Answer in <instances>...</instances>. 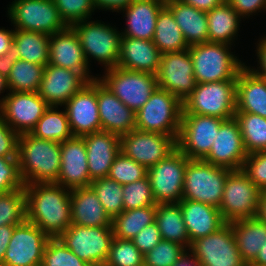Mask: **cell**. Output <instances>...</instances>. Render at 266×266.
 I'll list each match as a JSON object with an SVG mask.
<instances>
[{
    "label": "cell",
    "instance_id": "obj_33",
    "mask_svg": "<svg viewBox=\"0 0 266 266\" xmlns=\"http://www.w3.org/2000/svg\"><path fill=\"white\" fill-rule=\"evenodd\" d=\"M207 14L208 42L225 43L233 46L240 30L242 18L228 2H222Z\"/></svg>",
    "mask_w": 266,
    "mask_h": 266
},
{
    "label": "cell",
    "instance_id": "obj_40",
    "mask_svg": "<svg viewBox=\"0 0 266 266\" xmlns=\"http://www.w3.org/2000/svg\"><path fill=\"white\" fill-rule=\"evenodd\" d=\"M247 154L266 151V118L253 113L236 112Z\"/></svg>",
    "mask_w": 266,
    "mask_h": 266
},
{
    "label": "cell",
    "instance_id": "obj_60",
    "mask_svg": "<svg viewBox=\"0 0 266 266\" xmlns=\"http://www.w3.org/2000/svg\"><path fill=\"white\" fill-rule=\"evenodd\" d=\"M173 266H201L198 259L188 250L176 261Z\"/></svg>",
    "mask_w": 266,
    "mask_h": 266
},
{
    "label": "cell",
    "instance_id": "obj_28",
    "mask_svg": "<svg viewBox=\"0 0 266 266\" xmlns=\"http://www.w3.org/2000/svg\"><path fill=\"white\" fill-rule=\"evenodd\" d=\"M179 204L190 244L201 237L216 232L226 223L219 208L215 206L188 199H182Z\"/></svg>",
    "mask_w": 266,
    "mask_h": 266
},
{
    "label": "cell",
    "instance_id": "obj_56",
    "mask_svg": "<svg viewBox=\"0 0 266 266\" xmlns=\"http://www.w3.org/2000/svg\"><path fill=\"white\" fill-rule=\"evenodd\" d=\"M96 9L112 12H120L121 9L127 7L133 0H92Z\"/></svg>",
    "mask_w": 266,
    "mask_h": 266
},
{
    "label": "cell",
    "instance_id": "obj_36",
    "mask_svg": "<svg viewBox=\"0 0 266 266\" xmlns=\"http://www.w3.org/2000/svg\"><path fill=\"white\" fill-rule=\"evenodd\" d=\"M50 35L14 29L13 43L20 51V59L46 66L49 63Z\"/></svg>",
    "mask_w": 266,
    "mask_h": 266
},
{
    "label": "cell",
    "instance_id": "obj_41",
    "mask_svg": "<svg viewBox=\"0 0 266 266\" xmlns=\"http://www.w3.org/2000/svg\"><path fill=\"white\" fill-rule=\"evenodd\" d=\"M90 186L97 194L105 212L111 219L124 211L122 185L108 177L91 182Z\"/></svg>",
    "mask_w": 266,
    "mask_h": 266
},
{
    "label": "cell",
    "instance_id": "obj_42",
    "mask_svg": "<svg viewBox=\"0 0 266 266\" xmlns=\"http://www.w3.org/2000/svg\"><path fill=\"white\" fill-rule=\"evenodd\" d=\"M26 220L25 189H17L0 196V226L19 225Z\"/></svg>",
    "mask_w": 266,
    "mask_h": 266
},
{
    "label": "cell",
    "instance_id": "obj_62",
    "mask_svg": "<svg viewBox=\"0 0 266 266\" xmlns=\"http://www.w3.org/2000/svg\"><path fill=\"white\" fill-rule=\"evenodd\" d=\"M252 266H266V242L263 245L262 249L259 250V253L256 259L251 263Z\"/></svg>",
    "mask_w": 266,
    "mask_h": 266
},
{
    "label": "cell",
    "instance_id": "obj_13",
    "mask_svg": "<svg viewBox=\"0 0 266 266\" xmlns=\"http://www.w3.org/2000/svg\"><path fill=\"white\" fill-rule=\"evenodd\" d=\"M224 119L186 114L182 110L177 148L188 159L203 160L210 152Z\"/></svg>",
    "mask_w": 266,
    "mask_h": 266
},
{
    "label": "cell",
    "instance_id": "obj_8",
    "mask_svg": "<svg viewBox=\"0 0 266 266\" xmlns=\"http://www.w3.org/2000/svg\"><path fill=\"white\" fill-rule=\"evenodd\" d=\"M97 78L135 113L158 88L156 75L126 70L118 66L106 69L104 75Z\"/></svg>",
    "mask_w": 266,
    "mask_h": 266
},
{
    "label": "cell",
    "instance_id": "obj_7",
    "mask_svg": "<svg viewBox=\"0 0 266 266\" xmlns=\"http://www.w3.org/2000/svg\"><path fill=\"white\" fill-rule=\"evenodd\" d=\"M231 169L201 159H189L185 169L183 197L219 208Z\"/></svg>",
    "mask_w": 266,
    "mask_h": 266
},
{
    "label": "cell",
    "instance_id": "obj_47",
    "mask_svg": "<svg viewBox=\"0 0 266 266\" xmlns=\"http://www.w3.org/2000/svg\"><path fill=\"white\" fill-rule=\"evenodd\" d=\"M187 251L179 243L161 240L157 246L144 255L145 266H173Z\"/></svg>",
    "mask_w": 266,
    "mask_h": 266
},
{
    "label": "cell",
    "instance_id": "obj_9",
    "mask_svg": "<svg viewBox=\"0 0 266 266\" xmlns=\"http://www.w3.org/2000/svg\"><path fill=\"white\" fill-rule=\"evenodd\" d=\"M59 239L85 263L104 266L114 233L112 226L87 227L71 224Z\"/></svg>",
    "mask_w": 266,
    "mask_h": 266
},
{
    "label": "cell",
    "instance_id": "obj_10",
    "mask_svg": "<svg viewBox=\"0 0 266 266\" xmlns=\"http://www.w3.org/2000/svg\"><path fill=\"white\" fill-rule=\"evenodd\" d=\"M7 12L18 30L53 35L67 27L53 0H14Z\"/></svg>",
    "mask_w": 266,
    "mask_h": 266
},
{
    "label": "cell",
    "instance_id": "obj_1",
    "mask_svg": "<svg viewBox=\"0 0 266 266\" xmlns=\"http://www.w3.org/2000/svg\"><path fill=\"white\" fill-rule=\"evenodd\" d=\"M26 220L49 238H59L71 225L70 189L55 183L24 186Z\"/></svg>",
    "mask_w": 266,
    "mask_h": 266
},
{
    "label": "cell",
    "instance_id": "obj_24",
    "mask_svg": "<svg viewBox=\"0 0 266 266\" xmlns=\"http://www.w3.org/2000/svg\"><path fill=\"white\" fill-rule=\"evenodd\" d=\"M97 104L103 131L121 137L135 129L136 113L117 98L98 78Z\"/></svg>",
    "mask_w": 266,
    "mask_h": 266
},
{
    "label": "cell",
    "instance_id": "obj_18",
    "mask_svg": "<svg viewBox=\"0 0 266 266\" xmlns=\"http://www.w3.org/2000/svg\"><path fill=\"white\" fill-rule=\"evenodd\" d=\"M50 238L36 225L25 220L16 225L3 259V266H37Z\"/></svg>",
    "mask_w": 266,
    "mask_h": 266
},
{
    "label": "cell",
    "instance_id": "obj_32",
    "mask_svg": "<svg viewBox=\"0 0 266 266\" xmlns=\"http://www.w3.org/2000/svg\"><path fill=\"white\" fill-rule=\"evenodd\" d=\"M230 223L242 260L246 264H251L266 242V223L257 217Z\"/></svg>",
    "mask_w": 266,
    "mask_h": 266
},
{
    "label": "cell",
    "instance_id": "obj_43",
    "mask_svg": "<svg viewBox=\"0 0 266 266\" xmlns=\"http://www.w3.org/2000/svg\"><path fill=\"white\" fill-rule=\"evenodd\" d=\"M144 255L132 240L114 237L104 266H143Z\"/></svg>",
    "mask_w": 266,
    "mask_h": 266
},
{
    "label": "cell",
    "instance_id": "obj_26",
    "mask_svg": "<svg viewBox=\"0 0 266 266\" xmlns=\"http://www.w3.org/2000/svg\"><path fill=\"white\" fill-rule=\"evenodd\" d=\"M162 53L151 40L122 36L117 66L156 75Z\"/></svg>",
    "mask_w": 266,
    "mask_h": 266
},
{
    "label": "cell",
    "instance_id": "obj_30",
    "mask_svg": "<svg viewBox=\"0 0 266 266\" xmlns=\"http://www.w3.org/2000/svg\"><path fill=\"white\" fill-rule=\"evenodd\" d=\"M70 202L71 224L87 227L112 226V219L91 186L71 189Z\"/></svg>",
    "mask_w": 266,
    "mask_h": 266
},
{
    "label": "cell",
    "instance_id": "obj_58",
    "mask_svg": "<svg viewBox=\"0 0 266 266\" xmlns=\"http://www.w3.org/2000/svg\"><path fill=\"white\" fill-rule=\"evenodd\" d=\"M182 1L204 12H209L210 10L219 6L223 2V0H182Z\"/></svg>",
    "mask_w": 266,
    "mask_h": 266
},
{
    "label": "cell",
    "instance_id": "obj_52",
    "mask_svg": "<svg viewBox=\"0 0 266 266\" xmlns=\"http://www.w3.org/2000/svg\"><path fill=\"white\" fill-rule=\"evenodd\" d=\"M19 135L0 116V157H18Z\"/></svg>",
    "mask_w": 266,
    "mask_h": 266
},
{
    "label": "cell",
    "instance_id": "obj_35",
    "mask_svg": "<svg viewBox=\"0 0 266 266\" xmlns=\"http://www.w3.org/2000/svg\"><path fill=\"white\" fill-rule=\"evenodd\" d=\"M152 41L162 54L189 48L171 10L166 5L158 13Z\"/></svg>",
    "mask_w": 266,
    "mask_h": 266
},
{
    "label": "cell",
    "instance_id": "obj_17",
    "mask_svg": "<svg viewBox=\"0 0 266 266\" xmlns=\"http://www.w3.org/2000/svg\"><path fill=\"white\" fill-rule=\"evenodd\" d=\"M156 80L159 88L183 102L197 85L189 49L162 54Z\"/></svg>",
    "mask_w": 266,
    "mask_h": 266
},
{
    "label": "cell",
    "instance_id": "obj_63",
    "mask_svg": "<svg viewBox=\"0 0 266 266\" xmlns=\"http://www.w3.org/2000/svg\"><path fill=\"white\" fill-rule=\"evenodd\" d=\"M5 90L8 92V87L6 84V78L0 74V95H1V93L5 92Z\"/></svg>",
    "mask_w": 266,
    "mask_h": 266
},
{
    "label": "cell",
    "instance_id": "obj_48",
    "mask_svg": "<svg viewBox=\"0 0 266 266\" xmlns=\"http://www.w3.org/2000/svg\"><path fill=\"white\" fill-rule=\"evenodd\" d=\"M61 19L67 26L91 19L96 10L92 0H53Z\"/></svg>",
    "mask_w": 266,
    "mask_h": 266
},
{
    "label": "cell",
    "instance_id": "obj_5",
    "mask_svg": "<svg viewBox=\"0 0 266 266\" xmlns=\"http://www.w3.org/2000/svg\"><path fill=\"white\" fill-rule=\"evenodd\" d=\"M183 103L170 92L157 88L136 112L135 129L174 136L180 132Z\"/></svg>",
    "mask_w": 266,
    "mask_h": 266
},
{
    "label": "cell",
    "instance_id": "obj_16",
    "mask_svg": "<svg viewBox=\"0 0 266 266\" xmlns=\"http://www.w3.org/2000/svg\"><path fill=\"white\" fill-rule=\"evenodd\" d=\"M174 136L134 129L120 137V151L147 169L177 148Z\"/></svg>",
    "mask_w": 266,
    "mask_h": 266
},
{
    "label": "cell",
    "instance_id": "obj_6",
    "mask_svg": "<svg viewBox=\"0 0 266 266\" xmlns=\"http://www.w3.org/2000/svg\"><path fill=\"white\" fill-rule=\"evenodd\" d=\"M236 81L197 83L193 92L182 102L183 111L224 120L235 117Z\"/></svg>",
    "mask_w": 266,
    "mask_h": 266
},
{
    "label": "cell",
    "instance_id": "obj_38",
    "mask_svg": "<svg viewBox=\"0 0 266 266\" xmlns=\"http://www.w3.org/2000/svg\"><path fill=\"white\" fill-rule=\"evenodd\" d=\"M56 108L58 109L56 106H49L30 132L31 135L59 143L73 137L65 109L59 111Z\"/></svg>",
    "mask_w": 266,
    "mask_h": 266
},
{
    "label": "cell",
    "instance_id": "obj_4",
    "mask_svg": "<svg viewBox=\"0 0 266 266\" xmlns=\"http://www.w3.org/2000/svg\"><path fill=\"white\" fill-rule=\"evenodd\" d=\"M80 21L71 25L81 43L87 64L90 58L106 69L117 66L120 57L122 34L118 28L97 21Z\"/></svg>",
    "mask_w": 266,
    "mask_h": 266
},
{
    "label": "cell",
    "instance_id": "obj_22",
    "mask_svg": "<svg viewBox=\"0 0 266 266\" xmlns=\"http://www.w3.org/2000/svg\"><path fill=\"white\" fill-rule=\"evenodd\" d=\"M49 64L81 73L88 81L97 76L89 75L87 64L79 38L71 26L50 35Z\"/></svg>",
    "mask_w": 266,
    "mask_h": 266
},
{
    "label": "cell",
    "instance_id": "obj_12",
    "mask_svg": "<svg viewBox=\"0 0 266 266\" xmlns=\"http://www.w3.org/2000/svg\"><path fill=\"white\" fill-rule=\"evenodd\" d=\"M189 159L176 148L165 159L148 168V178L157 204L179 203Z\"/></svg>",
    "mask_w": 266,
    "mask_h": 266
},
{
    "label": "cell",
    "instance_id": "obj_51",
    "mask_svg": "<svg viewBox=\"0 0 266 266\" xmlns=\"http://www.w3.org/2000/svg\"><path fill=\"white\" fill-rule=\"evenodd\" d=\"M162 240L157 224L151 223L143 228L134 238L133 243L136 248L145 255Z\"/></svg>",
    "mask_w": 266,
    "mask_h": 266
},
{
    "label": "cell",
    "instance_id": "obj_14",
    "mask_svg": "<svg viewBox=\"0 0 266 266\" xmlns=\"http://www.w3.org/2000/svg\"><path fill=\"white\" fill-rule=\"evenodd\" d=\"M201 266H246L234 238L231 223L191 242L188 249Z\"/></svg>",
    "mask_w": 266,
    "mask_h": 266
},
{
    "label": "cell",
    "instance_id": "obj_3",
    "mask_svg": "<svg viewBox=\"0 0 266 266\" xmlns=\"http://www.w3.org/2000/svg\"><path fill=\"white\" fill-rule=\"evenodd\" d=\"M188 49L197 83L237 79L239 71L247 65L231 52L229 44L204 42Z\"/></svg>",
    "mask_w": 266,
    "mask_h": 266
},
{
    "label": "cell",
    "instance_id": "obj_61",
    "mask_svg": "<svg viewBox=\"0 0 266 266\" xmlns=\"http://www.w3.org/2000/svg\"><path fill=\"white\" fill-rule=\"evenodd\" d=\"M255 217L266 223V190L261 191Z\"/></svg>",
    "mask_w": 266,
    "mask_h": 266
},
{
    "label": "cell",
    "instance_id": "obj_39",
    "mask_svg": "<svg viewBox=\"0 0 266 266\" xmlns=\"http://www.w3.org/2000/svg\"><path fill=\"white\" fill-rule=\"evenodd\" d=\"M45 66L17 60L6 78L8 91L38 92Z\"/></svg>",
    "mask_w": 266,
    "mask_h": 266
},
{
    "label": "cell",
    "instance_id": "obj_49",
    "mask_svg": "<svg viewBox=\"0 0 266 266\" xmlns=\"http://www.w3.org/2000/svg\"><path fill=\"white\" fill-rule=\"evenodd\" d=\"M18 157H0V191L9 193L24 188Z\"/></svg>",
    "mask_w": 266,
    "mask_h": 266
},
{
    "label": "cell",
    "instance_id": "obj_44",
    "mask_svg": "<svg viewBox=\"0 0 266 266\" xmlns=\"http://www.w3.org/2000/svg\"><path fill=\"white\" fill-rule=\"evenodd\" d=\"M124 210L157 205L148 175L133 183L122 185Z\"/></svg>",
    "mask_w": 266,
    "mask_h": 266
},
{
    "label": "cell",
    "instance_id": "obj_54",
    "mask_svg": "<svg viewBox=\"0 0 266 266\" xmlns=\"http://www.w3.org/2000/svg\"><path fill=\"white\" fill-rule=\"evenodd\" d=\"M19 59L20 51L18 50V47L12 43L8 52L5 55L0 56V74L7 78L12 66Z\"/></svg>",
    "mask_w": 266,
    "mask_h": 266
},
{
    "label": "cell",
    "instance_id": "obj_46",
    "mask_svg": "<svg viewBox=\"0 0 266 266\" xmlns=\"http://www.w3.org/2000/svg\"><path fill=\"white\" fill-rule=\"evenodd\" d=\"M43 266H94L85 263L68 249L59 238H50L44 249Z\"/></svg>",
    "mask_w": 266,
    "mask_h": 266
},
{
    "label": "cell",
    "instance_id": "obj_34",
    "mask_svg": "<svg viewBox=\"0 0 266 266\" xmlns=\"http://www.w3.org/2000/svg\"><path fill=\"white\" fill-rule=\"evenodd\" d=\"M155 223L162 240L176 242L189 249L190 239L179 203L157 204Z\"/></svg>",
    "mask_w": 266,
    "mask_h": 266
},
{
    "label": "cell",
    "instance_id": "obj_37",
    "mask_svg": "<svg viewBox=\"0 0 266 266\" xmlns=\"http://www.w3.org/2000/svg\"><path fill=\"white\" fill-rule=\"evenodd\" d=\"M155 215L156 205L122 211L112 219L114 237L133 240L143 228L155 222Z\"/></svg>",
    "mask_w": 266,
    "mask_h": 266
},
{
    "label": "cell",
    "instance_id": "obj_2",
    "mask_svg": "<svg viewBox=\"0 0 266 266\" xmlns=\"http://www.w3.org/2000/svg\"><path fill=\"white\" fill-rule=\"evenodd\" d=\"M19 172L25 185L56 183L59 177L60 143L38 139L30 133L19 135Z\"/></svg>",
    "mask_w": 266,
    "mask_h": 266
},
{
    "label": "cell",
    "instance_id": "obj_21",
    "mask_svg": "<svg viewBox=\"0 0 266 266\" xmlns=\"http://www.w3.org/2000/svg\"><path fill=\"white\" fill-rule=\"evenodd\" d=\"M89 81L79 72L47 64L38 90L49 106L62 107Z\"/></svg>",
    "mask_w": 266,
    "mask_h": 266
},
{
    "label": "cell",
    "instance_id": "obj_19",
    "mask_svg": "<svg viewBox=\"0 0 266 266\" xmlns=\"http://www.w3.org/2000/svg\"><path fill=\"white\" fill-rule=\"evenodd\" d=\"M63 106L73 136L83 137L102 130L97 104V78L89 81Z\"/></svg>",
    "mask_w": 266,
    "mask_h": 266
},
{
    "label": "cell",
    "instance_id": "obj_53",
    "mask_svg": "<svg viewBox=\"0 0 266 266\" xmlns=\"http://www.w3.org/2000/svg\"><path fill=\"white\" fill-rule=\"evenodd\" d=\"M228 3L242 19L262 10L266 11V0H228Z\"/></svg>",
    "mask_w": 266,
    "mask_h": 266
},
{
    "label": "cell",
    "instance_id": "obj_11",
    "mask_svg": "<svg viewBox=\"0 0 266 266\" xmlns=\"http://www.w3.org/2000/svg\"><path fill=\"white\" fill-rule=\"evenodd\" d=\"M261 190L240 170H231L224 185L219 210L223 220L230 223L255 217Z\"/></svg>",
    "mask_w": 266,
    "mask_h": 266
},
{
    "label": "cell",
    "instance_id": "obj_45",
    "mask_svg": "<svg viewBox=\"0 0 266 266\" xmlns=\"http://www.w3.org/2000/svg\"><path fill=\"white\" fill-rule=\"evenodd\" d=\"M148 174V169L125 156L121 151L113 161L108 178L115 180L121 185L138 181Z\"/></svg>",
    "mask_w": 266,
    "mask_h": 266
},
{
    "label": "cell",
    "instance_id": "obj_55",
    "mask_svg": "<svg viewBox=\"0 0 266 266\" xmlns=\"http://www.w3.org/2000/svg\"><path fill=\"white\" fill-rule=\"evenodd\" d=\"M259 43H257V47L255 50L256 54H257V59H258V65L259 67L256 68H251L257 75H259L260 77L266 79V35L260 38V40H258Z\"/></svg>",
    "mask_w": 266,
    "mask_h": 266
},
{
    "label": "cell",
    "instance_id": "obj_20",
    "mask_svg": "<svg viewBox=\"0 0 266 266\" xmlns=\"http://www.w3.org/2000/svg\"><path fill=\"white\" fill-rule=\"evenodd\" d=\"M247 155L239 123L233 117L222 122L211 150L203 160L216 166L240 170Z\"/></svg>",
    "mask_w": 266,
    "mask_h": 266
},
{
    "label": "cell",
    "instance_id": "obj_27",
    "mask_svg": "<svg viewBox=\"0 0 266 266\" xmlns=\"http://www.w3.org/2000/svg\"><path fill=\"white\" fill-rule=\"evenodd\" d=\"M164 5L165 0H133L120 10L127 21L122 36L152 41L158 13Z\"/></svg>",
    "mask_w": 266,
    "mask_h": 266
},
{
    "label": "cell",
    "instance_id": "obj_15",
    "mask_svg": "<svg viewBox=\"0 0 266 266\" xmlns=\"http://www.w3.org/2000/svg\"><path fill=\"white\" fill-rule=\"evenodd\" d=\"M49 105L38 92H12L0 98V116L18 135L30 133Z\"/></svg>",
    "mask_w": 266,
    "mask_h": 266
},
{
    "label": "cell",
    "instance_id": "obj_59",
    "mask_svg": "<svg viewBox=\"0 0 266 266\" xmlns=\"http://www.w3.org/2000/svg\"><path fill=\"white\" fill-rule=\"evenodd\" d=\"M14 28L13 30L0 28V56L5 55L10 45L13 43Z\"/></svg>",
    "mask_w": 266,
    "mask_h": 266
},
{
    "label": "cell",
    "instance_id": "obj_57",
    "mask_svg": "<svg viewBox=\"0 0 266 266\" xmlns=\"http://www.w3.org/2000/svg\"><path fill=\"white\" fill-rule=\"evenodd\" d=\"M15 226L16 225L0 226V266H3L5 252L8 248Z\"/></svg>",
    "mask_w": 266,
    "mask_h": 266
},
{
    "label": "cell",
    "instance_id": "obj_29",
    "mask_svg": "<svg viewBox=\"0 0 266 266\" xmlns=\"http://www.w3.org/2000/svg\"><path fill=\"white\" fill-rule=\"evenodd\" d=\"M236 112L253 113L266 118V79L244 66L237 75Z\"/></svg>",
    "mask_w": 266,
    "mask_h": 266
},
{
    "label": "cell",
    "instance_id": "obj_23",
    "mask_svg": "<svg viewBox=\"0 0 266 266\" xmlns=\"http://www.w3.org/2000/svg\"><path fill=\"white\" fill-rule=\"evenodd\" d=\"M61 165L55 184L74 189L91 184L84 139L75 137L60 143Z\"/></svg>",
    "mask_w": 266,
    "mask_h": 266
},
{
    "label": "cell",
    "instance_id": "obj_31",
    "mask_svg": "<svg viewBox=\"0 0 266 266\" xmlns=\"http://www.w3.org/2000/svg\"><path fill=\"white\" fill-rule=\"evenodd\" d=\"M188 46L208 42V21L204 11L182 0H165Z\"/></svg>",
    "mask_w": 266,
    "mask_h": 266
},
{
    "label": "cell",
    "instance_id": "obj_25",
    "mask_svg": "<svg viewBox=\"0 0 266 266\" xmlns=\"http://www.w3.org/2000/svg\"><path fill=\"white\" fill-rule=\"evenodd\" d=\"M82 138L86 145L90 180L108 177L110 167L120 153V136L101 130Z\"/></svg>",
    "mask_w": 266,
    "mask_h": 266
},
{
    "label": "cell",
    "instance_id": "obj_50",
    "mask_svg": "<svg viewBox=\"0 0 266 266\" xmlns=\"http://www.w3.org/2000/svg\"><path fill=\"white\" fill-rule=\"evenodd\" d=\"M241 170L261 191L266 190V151L248 154Z\"/></svg>",
    "mask_w": 266,
    "mask_h": 266
}]
</instances>
